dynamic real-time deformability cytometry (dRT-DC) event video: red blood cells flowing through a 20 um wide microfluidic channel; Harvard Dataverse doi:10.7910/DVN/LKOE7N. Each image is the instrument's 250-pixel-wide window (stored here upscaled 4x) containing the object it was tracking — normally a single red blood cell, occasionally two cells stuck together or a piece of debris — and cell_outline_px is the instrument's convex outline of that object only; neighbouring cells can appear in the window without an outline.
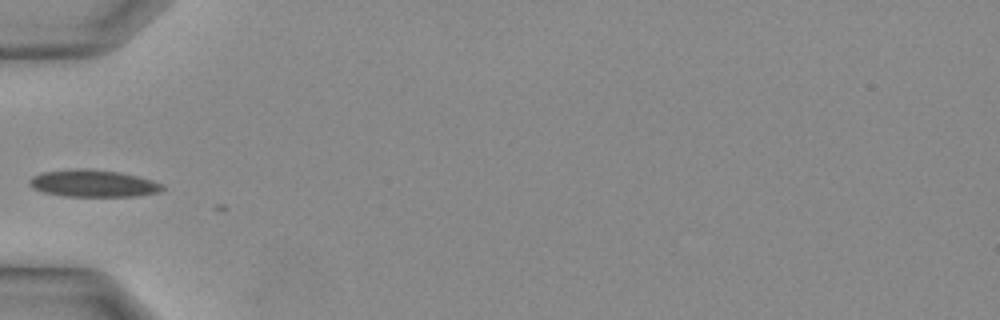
{"species": "Egyptian fruit bat (a non-hibernating species)", "species_latin": "Rousettus aegyptiacus", "temperature_condition": "warm", "stored_images_in_passage": 4, "camera_frame_rate_fps": 3000, "um_per_image_px": 0.085, "animal": {"sex": "female"}, "frame": {"image": 1, "passage_image": 2, "time_ms": 0.333, "image_size_px": [1000, 320], "cell_outline_px": [[164, 188], [156, 192], [132, 196], [68, 196], [44, 192], [28, 184], [28, 180], [32, 176], [40, 172], [76, 168], [88, 168], [120, 172], [152, 180], [164, 184]], "centroid_in_image_um": [7.89, 15.57], "position_along_channel_um": 77.1, "area_um2": 20.87}}